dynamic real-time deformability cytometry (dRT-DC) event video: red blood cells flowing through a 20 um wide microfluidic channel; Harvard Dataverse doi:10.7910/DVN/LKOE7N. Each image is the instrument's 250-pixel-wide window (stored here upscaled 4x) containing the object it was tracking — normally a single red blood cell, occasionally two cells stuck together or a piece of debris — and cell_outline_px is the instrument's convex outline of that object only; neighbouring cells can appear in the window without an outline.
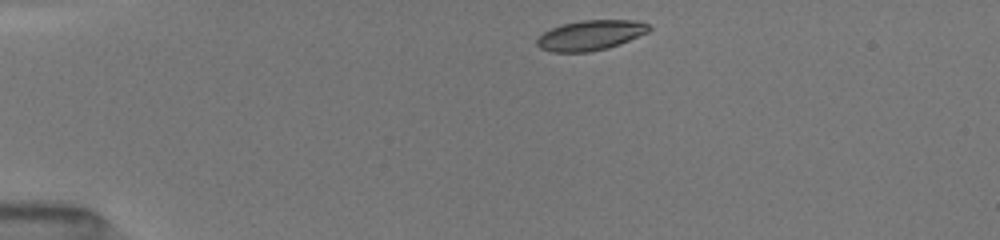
{"species": "common noctule bat (a hibernating species)", "species_latin": "Nyctalus noctula", "temperature_condition": "room temperature", "stored_images_in_passage": 41, "camera_frame_rate_fps": 3000, "um_per_image_px": 0.085, "animal": {"sex": "female", "body_mass_g": 19.5, "forearm_length_mm": 54.1}, "frame": {"image": 1, "passage_image": 1, "time_ms": 0.0, "image_size_px": [1000, 240], "cell_outline_px": [[652, 28], [648, 32], [620, 44], [608, 48], [588, 52], [552, 52], [540, 48], [536, 44], [536, 40], [544, 32], [560, 24], [580, 20], [636, 20], [648, 24]], "centroid_in_image_um": [50.19, 2.99], "position_along_channel_um": 34.8, "area_um2": 19.71}}
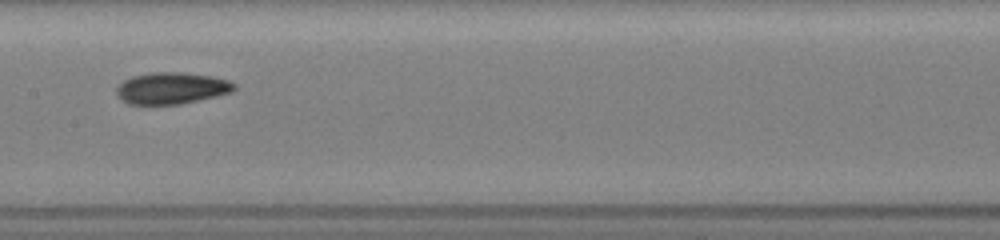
{"frame": {"image": 2, "passage_image": 17, "time_ms": 5.333, "image_size_px": [1000, 240], "cell_outline_px": [[236, 88], [232, 92], [216, 96], [180, 104], [128, 104], [120, 100], [116, 92], [116, 88], [124, 80], [132, 76], [152, 72], [180, 72], [212, 76], [228, 80], [236, 84]], "centroid_in_image_um": [14.58, 7.49], "position_along_channel_um": 192.8, "area_um2": 21.73}}
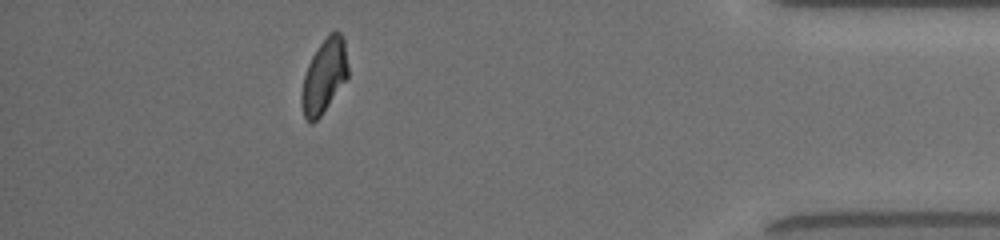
{"frame": {"image": 3, "passage_image": 36, "time_ms": 11.667, "image_size_px": [1000, 240], "cell_outline_px": [[348, 76], [320, 116], [312, 124], [304, 116], [300, 104], [300, 92], [304, 76], [308, 64], [316, 48], [328, 32], [340, 32], [344, 40], [348, 68]], "centroid_in_image_um": [27.52, 6.45], "position_along_channel_um": 407.7, "area_um2": 19.94}, "authors_computed_cell_mechanics": {"area_um2": 20.6924, "velocity_mm_per_s": 4.0592, "shape_relaxation_time_tau1_ms": 2.8499, "shape_relaxation_time_tau2_ms": 3.1502, "deformation_change_tau1": 0.1199, "deformation_change_tau2": 0.0801}}